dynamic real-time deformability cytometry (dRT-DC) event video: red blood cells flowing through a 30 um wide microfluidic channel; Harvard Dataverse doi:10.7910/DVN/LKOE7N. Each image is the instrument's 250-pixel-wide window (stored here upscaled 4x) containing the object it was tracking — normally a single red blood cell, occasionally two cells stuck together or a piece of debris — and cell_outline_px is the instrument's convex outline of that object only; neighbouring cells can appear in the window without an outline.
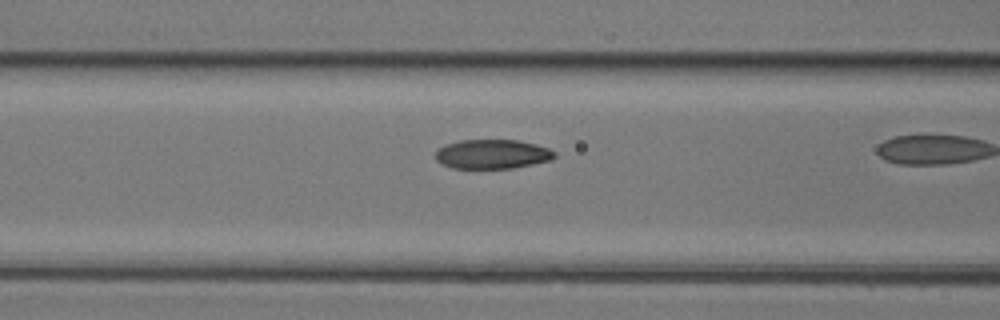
{"species": "common noctule bat (a hibernating species)", "species_latin": "Nyctalus noctula", "temperature_condition": "room temperature", "stored_images_in_passage": 31, "camera_frame_rate_fps": 3000, "um_per_image_px": 0.085, "animal": {"sex": "female", "body_mass_g": 17.0, "forearm_length_mm": 48.0}, "frame": {"image": 1, "passage_image": 14, "time_ms": 4.333, "image_size_px": [1000, 320], "cell_outline_px": [[556, 156], [548, 160], [532, 164], [512, 168], [452, 168], [440, 164], [436, 160], [436, 152], [440, 148], [448, 144], [460, 140], [516, 140], [536, 144], [548, 148], [556, 152]], "centroid_in_image_um": [41.84, 13.1], "position_along_channel_um": 124.8, "area_um2": 20.17}}
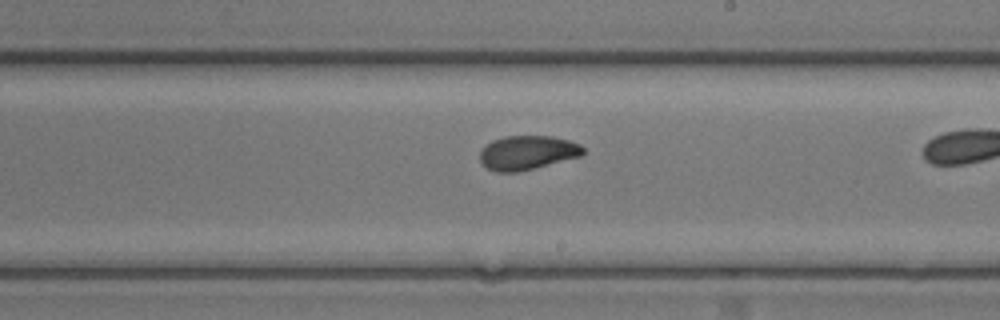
{"frame": {"image": 2, "passage_image": 22, "time_ms": 7.0, "image_size_px": [1000, 320], "cell_outline_px": [[584, 152], [580, 156], [516, 172], [496, 172], [488, 168], [480, 160], [480, 152], [492, 140], [504, 136], [552, 136], [568, 140], [580, 144], [584, 148]], "centroid_in_image_um": [44.82, 12.96], "position_along_channel_um": 244.2, "area_um2": 20.17}}